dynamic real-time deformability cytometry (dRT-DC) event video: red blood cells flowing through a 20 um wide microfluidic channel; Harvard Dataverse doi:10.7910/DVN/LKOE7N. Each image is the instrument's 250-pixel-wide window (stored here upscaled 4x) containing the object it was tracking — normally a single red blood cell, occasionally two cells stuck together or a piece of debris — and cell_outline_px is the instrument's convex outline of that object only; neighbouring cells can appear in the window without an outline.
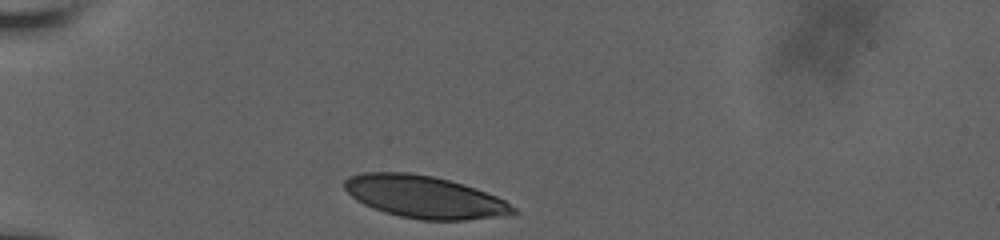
{"species": "human", "species_latin": "Homo sapiens", "temperature_condition": "room temperature", "stored_images_in_passage": 32, "camera_frame_rate_fps": 3000, "um_per_image_px": 0.085, "donor": {"sex": "male"}, "frame": {"image": 1, "passage_image": 1, "time_ms": 0.0, "image_size_px": [1000, 240], "cell_outline_px": [[520, 212], [468, 220], [420, 220], [400, 216], [384, 212], [372, 208], [356, 200], [344, 188], [344, 180], [348, 176], [364, 172], [408, 172], [432, 176], [464, 184], [496, 196], [504, 200], [516, 208]], "centroid_in_image_um": [36.04, 16.73], "position_along_channel_um": 49.0, "area_um2": 41.44}}
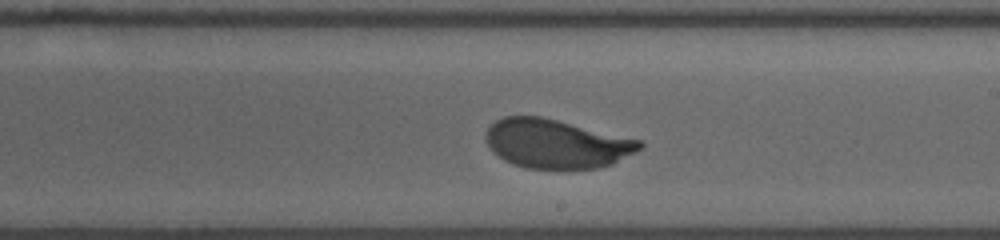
{"frame": {"image": 2, "passage_image": 19, "time_ms": 6.0, "image_size_px": [1000, 240], "cell_outline_px": [[644, 144], [636, 152], [612, 164], [600, 168], [524, 168], [512, 164], [504, 160], [492, 152], [488, 144], [488, 128], [496, 120], [504, 116], [540, 116], [640, 140]], "centroid_in_image_um": [47.29, 12.22], "position_along_channel_um": 241.7, "area_um2": 43.41}}
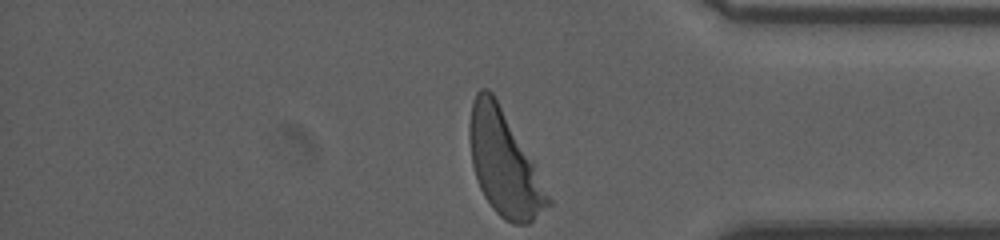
{"frame": {"image": 3, "passage_image": 32, "time_ms": 10.333, "image_size_px": [1000, 240], "cell_outline_px": [[552, 204], [528, 224], [512, 224], [504, 220], [492, 208], [484, 196], [476, 180], [472, 164], [468, 136], [468, 128], [472, 100], [476, 92], [480, 88], [488, 88], [492, 92], [532, 160], [552, 200]], "centroid_in_image_um": [42.82, 13.9], "position_along_channel_um": 392.4, "area_um2": 47.45}, "authors_computed_cell_mechanics": {"area_um2": 44.6216, "velocity_mm_per_s": 3.7616, "shape_relaxation_time_tau1_ms": 2.4691, "shape_relaxation_time_tau2_ms": null, "deformation_change_tau1": 0.1534, "deformation_change_tau2": null}}